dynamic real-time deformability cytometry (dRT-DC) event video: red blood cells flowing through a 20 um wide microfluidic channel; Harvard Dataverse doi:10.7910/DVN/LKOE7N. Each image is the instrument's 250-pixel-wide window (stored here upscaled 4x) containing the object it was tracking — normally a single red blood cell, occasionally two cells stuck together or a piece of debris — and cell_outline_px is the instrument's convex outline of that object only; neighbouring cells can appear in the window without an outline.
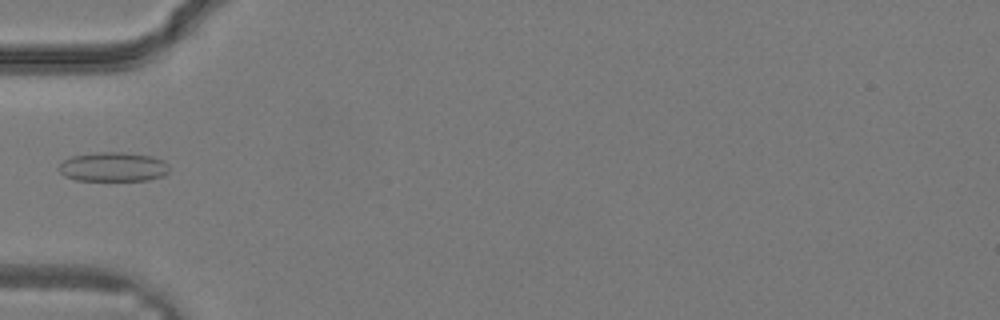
{"species": "common noctule bat (a hibernating species)", "species_latin": "Nyctalus noctula", "temperature_condition": "warm", "stored_images_in_passage": 14, "camera_frame_rate_fps": 3000, "um_per_image_px": 0.085, "animal": {"sex": "male", "body_mass_g": 19.2, "forearm_length_mm": 51.8}, "frame": {"image": 1, "passage_image": 1, "time_ms": 0.0, "image_size_px": [1000, 320], "cell_outline_px": [[168, 172], [164, 176], [148, 180], [76, 180], [64, 176], [56, 168], [64, 160], [72, 156], [100, 152], [120, 152], [152, 156], [164, 160], [168, 164]], "centroid_in_image_um": [9.62, 14.19], "position_along_channel_um": 75.4, "area_um2": 18.9}}
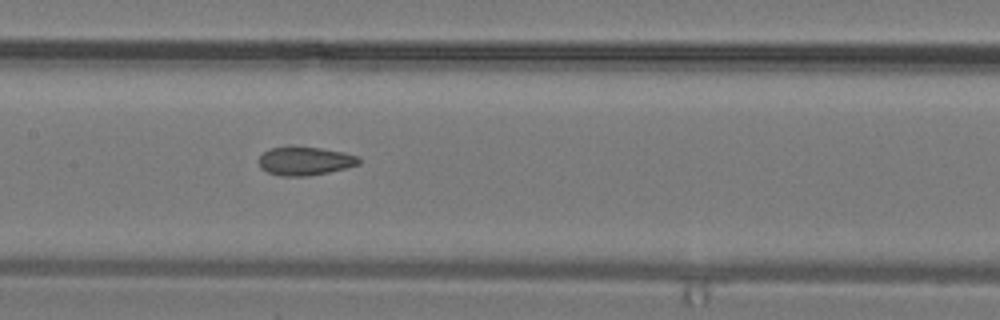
{"frame": {"image": 2, "passage_image": 6, "time_ms": 1.667, "image_size_px": [1000, 320], "cell_outline_px": [[360, 164], [328, 172], [308, 176], [280, 176], [268, 172], [260, 168], [260, 156], [264, 152], [272, 148], [320, 148], [344, 152], [356, 156], [360, 160]], "centroid_in_image_um": [25.93, 13.71], "position_along_channel_um": 181.5, "area_um2": 16.13}}
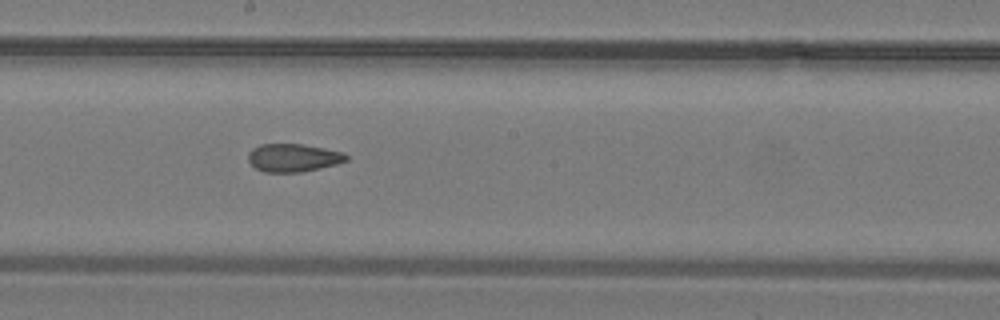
{"frame": {"image": 3, "passage_image": 8, "time_ms": 2.333, "image_size_px": [1000, 320], "cell_outline_px": [[348, 160], [336, 164], [300, 172], [264, 172], [256, 168], [248, 160], [248, 152], [252, 148], [260, 144], [300, 144], [324, 148], [344, 152], [348, 156]], "centroid_in_image_um": [24.91, 13.4], "position_along_channel_um": 223.3, "area_um2": 15.95}}